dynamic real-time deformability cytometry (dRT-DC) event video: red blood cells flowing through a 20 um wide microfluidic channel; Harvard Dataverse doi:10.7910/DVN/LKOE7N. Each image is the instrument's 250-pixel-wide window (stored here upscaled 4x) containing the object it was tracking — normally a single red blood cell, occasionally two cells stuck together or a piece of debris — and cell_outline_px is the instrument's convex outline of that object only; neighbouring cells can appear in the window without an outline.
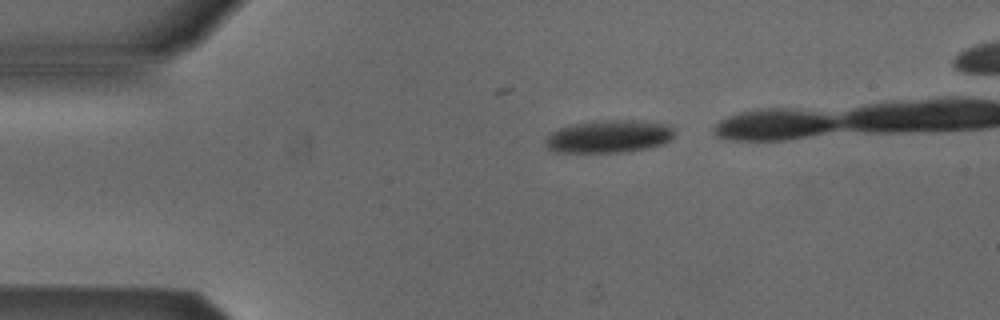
{"species": "Egyptian fruit bat (a non-hibernating species)", "species_latin": "Rousettus aegyptiacus", "temperature_condition": "cold", "stored_images_in_passage": 3, "camera_frame_rate_fps": 3000, "um_per_image_px": 0.085, "animal": {"sex": "male"}, "frame": {"image": 1, "passage_image": 1, "time_ms": 0.0, "image_size_px": [1000, 320], "cell_outline_px": [[672, 140], [664, 144], [648, 148], [628, 152], [556, 152], [548, 148], [544, 144], [544, 140], [552, 132], [560, 128], [572, 124], [604, 120], [636, 120], [668, 124], [672, 128]], "centroid_in_image_um": [51.77, 11.6], "position_along_channel_um": 33.2, "area_um2": 24.62}}